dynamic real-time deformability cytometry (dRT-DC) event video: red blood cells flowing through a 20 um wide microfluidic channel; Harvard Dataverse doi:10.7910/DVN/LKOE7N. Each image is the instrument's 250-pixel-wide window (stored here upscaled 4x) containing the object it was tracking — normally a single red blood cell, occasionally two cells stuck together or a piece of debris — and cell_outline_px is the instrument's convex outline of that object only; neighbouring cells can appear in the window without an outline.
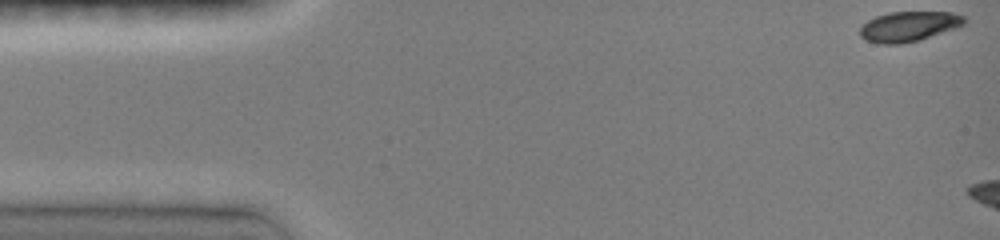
{"species": "common noctule bat (a hibernating species)", "species_latin": "Nyctalus noctula", "temperature_condition": "room temperature", "stored_images_in_passage": 7, "camera_frame_rate_fps": 3000, "um_per_image_px": 0.085, "animal": {"sex": "female", "body_mass_g": 19.0, "forearm_length_mm": 51.5}, "frame": {"image": 1, "passage_image": 1, "time_ms": 0.0, "image_size_px": [1000, 240], "cell_outline_px": [[964, 24], [956, 28], [920, 40], [900, 44], [880, 44], [868, 40], [860, 36], [860, 28], [868, 20], [876, 16], [888, 12], [952, 12], [964, 16]], "centroid_in_image_um": [77.25, 2.24], "position_along_channel_um": 7.8, "area_um2": 18.21}}